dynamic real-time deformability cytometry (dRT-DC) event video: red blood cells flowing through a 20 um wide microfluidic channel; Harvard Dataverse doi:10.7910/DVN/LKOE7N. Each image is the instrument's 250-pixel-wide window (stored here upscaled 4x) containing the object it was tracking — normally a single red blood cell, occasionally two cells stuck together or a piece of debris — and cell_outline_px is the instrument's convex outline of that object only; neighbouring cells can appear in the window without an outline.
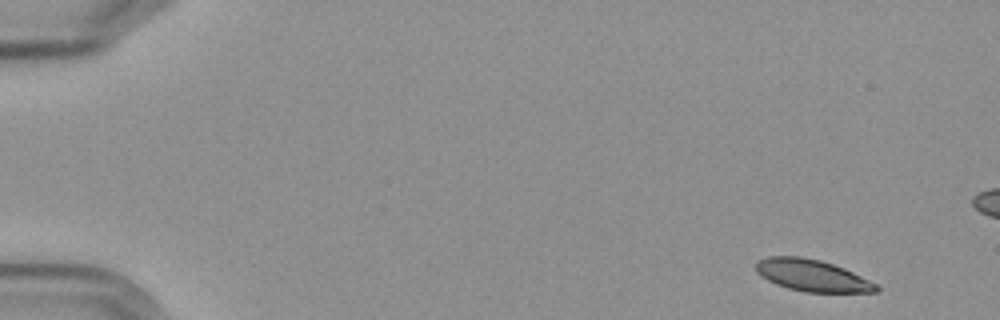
{"species": "Egyptian fruit bat (a non-hibernating species)", "species_latin": "Rousettus aegyptiacus", "temperature_condition": "cold", "stored_images_in_passage": 6, "camera_frame_rate_fps": 3000, "um_per_image_px": 0.085, "frame": {"image": 1, "passage_image": 1, "time_ms": 0.0, "image_size_px": [1000, 320], "cell_outline_px": [[880, 288], [876, 292], [804, 292], [788, 288], [776, 284], [760, 276], [756, 272], [756, 260], [768, 256], [800, 256], [820, 260], [844, 268], [876, 284]], "centroid_in_image_um": [68.98, 23.41], "position_along_channel_um": 16.0, "area_um2": 22.2}}